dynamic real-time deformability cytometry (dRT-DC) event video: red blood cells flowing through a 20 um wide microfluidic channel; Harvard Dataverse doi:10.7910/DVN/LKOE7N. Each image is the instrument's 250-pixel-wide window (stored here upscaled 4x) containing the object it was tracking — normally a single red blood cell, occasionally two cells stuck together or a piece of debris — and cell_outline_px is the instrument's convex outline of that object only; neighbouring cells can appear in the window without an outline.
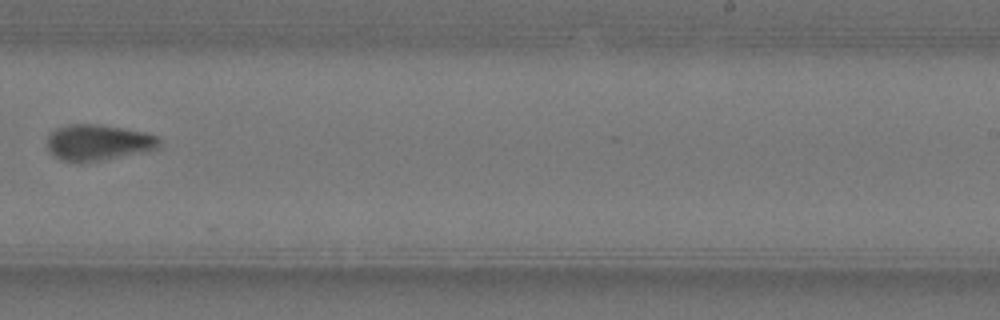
{"species": "Egyptian fruit bat (a non-hibernating species)", "species_latin": "Rousettus aegyptiacus", "temperature_condition": "warm", "stored_images_in_passage": 7, "camera_frame_rate_fps": 3000, "um_per_image_px": 0.085, "animal": {"sex": "female"}, "frame": {"image": 1, "passage_image": 7, "time_ms": 2.0, "image_size_px": [1000, 320], "cell_outline_px": [[160, 148], [148, 152], [80, 164], [76, 164], [60, 160], [48, 148], [48, 132], [56, 128], [68, 124], [96, 124], [144, 132], [156, 136], [160, 140]], "centroid_in_image_um": [8.34, 12.14], "position_along_channel_um": 280.7, "area_um2": 23.93}}